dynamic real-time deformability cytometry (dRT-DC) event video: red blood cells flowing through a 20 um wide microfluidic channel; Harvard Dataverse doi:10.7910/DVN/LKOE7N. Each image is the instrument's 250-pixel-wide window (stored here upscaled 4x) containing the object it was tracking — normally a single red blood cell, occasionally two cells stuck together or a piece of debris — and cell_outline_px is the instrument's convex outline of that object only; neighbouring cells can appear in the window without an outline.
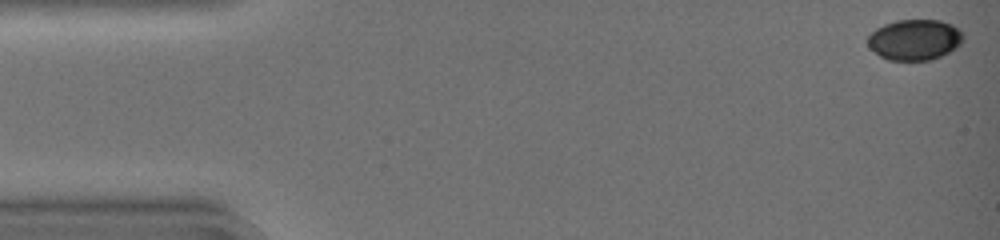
{"species": "common noctule bat (a hibernating species)", "species_latin": "Nyctalus noctula", "temperature_condition": "warm", "stored_images_in_passage": 35, "camera_frame_rate_fps": 3000, "um_per_image_px": 0.085, "animal": {"sex": "female", "body_mass_g": 19.0, "forearm_length_mm": 51.5}, "frame": {"image": 1, "passage_image": 1, "time_ms": 0.0, "image_size_px": [1000, 240], "cell_outline_px": [[964, 40], [956, 48], [932, 60], [888, 60], [880, 56], [868, 48], [868, 36], [876, 28], [884, 24], [896, 20], [940, 20], [952, 24], [964, 32]], "centroid_in_image_um": [77.76, 3.37], "position_along_channel_um": 7.2, "area_um2": 22.89}}
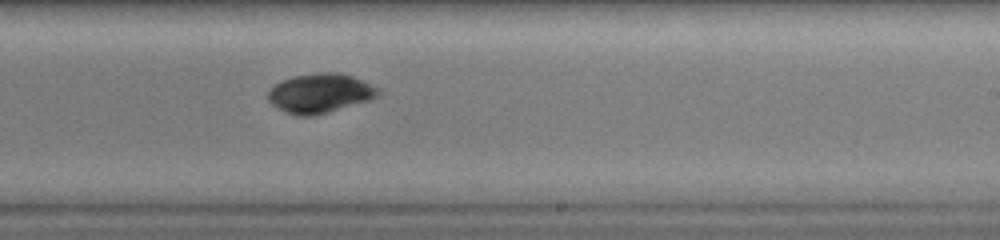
{"frame": {"image": 2, "passage_image": 28, "time_ms": 9.0, "image_size_px": [1000, 240], "cell_outline_px": [[380, 96], [372, 100], [328, 112], [312, 116], [296, 116], [272, 104], [268, 100], [268, 92], [280, 80], [292, 76], [316, 72], [340, 72], [352, 76], [380, 88]], "centroid_in_image_um": [27.25, 7.91], "position_along_channel_um": 261.8, "area_um2": 25.43}}
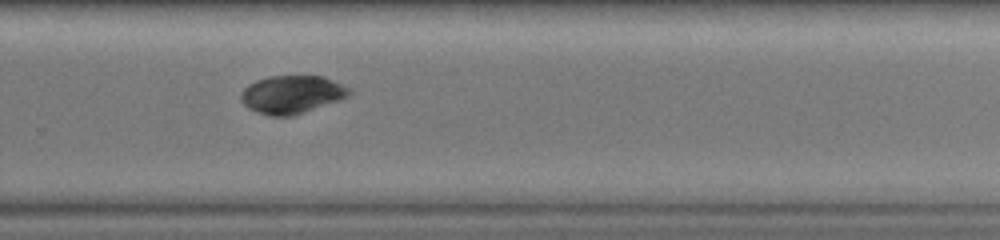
{"frame": {"image": 3, "passage_image": 31, "time_ms": 10.0, "image_size_px": [1000, 240], "cell_outline_px": [[352, 92], [348, 96], [340, 100], [292, 116], [268, 116], [248, 108], [240, 100], [240, 96], [244, 88], [248, 84], [256, 80], [268, 76], [324, 76], [352, 88]], "centroid_in_image_um": [24.82, 8.02], "position_along_channel_um": 305.0, "area_um2": 24.16}}